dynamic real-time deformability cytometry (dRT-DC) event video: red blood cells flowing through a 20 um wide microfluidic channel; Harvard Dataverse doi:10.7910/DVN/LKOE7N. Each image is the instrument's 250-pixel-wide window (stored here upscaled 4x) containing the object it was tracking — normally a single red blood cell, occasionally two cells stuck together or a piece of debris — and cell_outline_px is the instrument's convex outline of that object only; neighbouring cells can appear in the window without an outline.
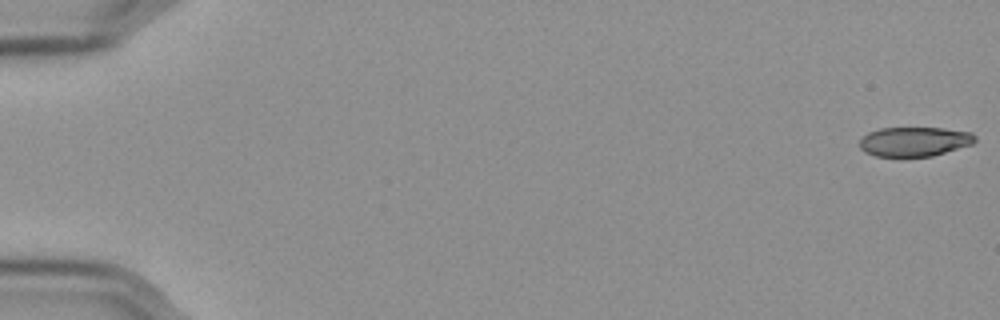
{"species": "Egyptian fruit bat (a non-hibernating species)", "species_latin": "Rousettus aegyptiacus", "temperature_condition": "cold", "stored_images_in_passage": 55, "camera_frame_rate_fps": 3000, "um_per_image_px": 0.085, "frame": {"image": 1, "passage_image": 1, "time_ms": 0.0, "image_size_px": [1000, 320], "cell_outline_px": [[976, 140], [972, 144], [932, 156], [876, 156], [864, 152], [860, 148], [860, 140], [868, 132], [880, 128], [940, 128], [972, 132], [976, 136]], "centroid_in_image_um": [77.72, 12.03], "position_along_channel_um": 7.3, "area_um2": 19.71}}
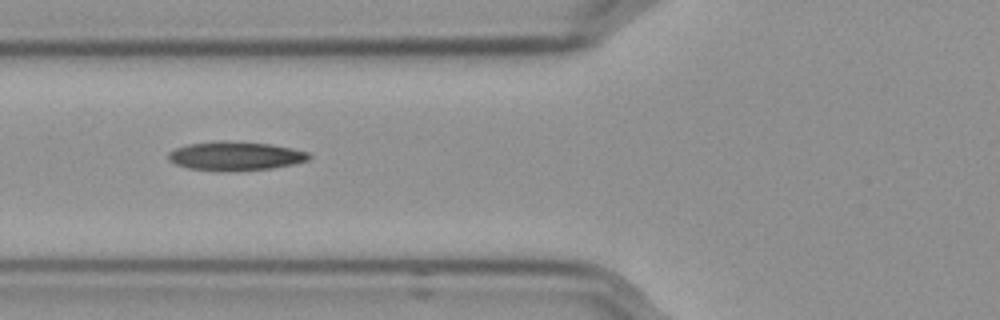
{"frame": {"image": 2, "passage_image": 23, "time_ms": 7.333, "image_size_px": [1000, 320], "cell_outline_px": [[312, 156], [308, 160], [292, 164], [272, 168], [188, 168], [176, 164], [168, 160], [168, 152], [176, 148], [188, 144], [216, 140], [228, 140], [272, 144], [292, 148], [308, 152]], "centroid_in_image_um": [20.02, 13.19], "position_along_channel_um": 105.8, "area_um2": 22.77}}
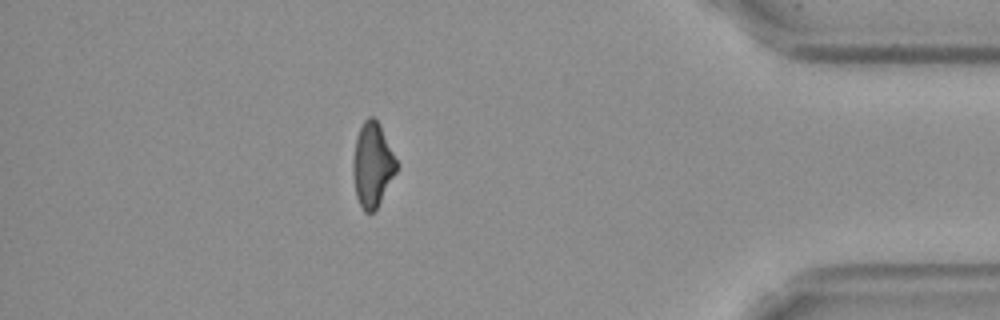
{"frame": {"image": 3, "passage_image": 51, "time_ms": 16.667, "image_size_px": [1000, 320], "cell_outline_px": [[396, 172], [376, 208], [372, 212], [364, 212], [356, 196], [352, 172], [352, 160], [356, 136], [364, 120], [368, 116], [372, 116], [380, 124], [396, 160]], "centroid_in_image_um": [31.62, 13.98], "position_along_channel_um": 403.6, "area_um2": 21.1}}